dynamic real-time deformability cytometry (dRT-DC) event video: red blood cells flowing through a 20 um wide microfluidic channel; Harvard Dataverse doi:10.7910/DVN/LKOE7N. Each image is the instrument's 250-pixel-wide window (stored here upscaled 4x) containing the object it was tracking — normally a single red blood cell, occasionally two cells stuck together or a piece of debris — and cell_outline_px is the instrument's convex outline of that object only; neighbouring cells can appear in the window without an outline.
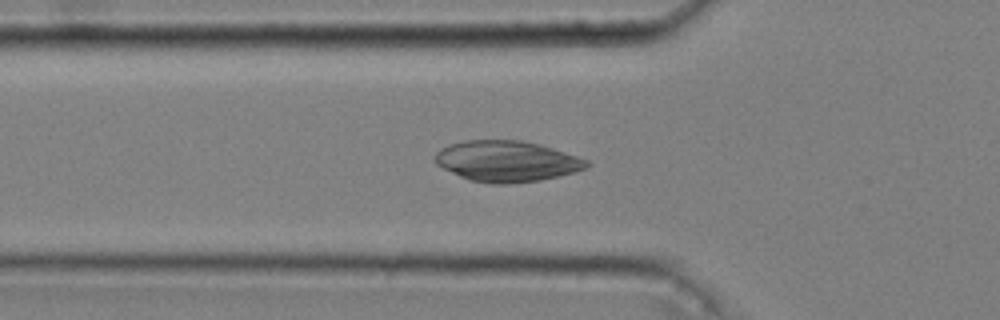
{"species": "common noctule bat (a hibernating species)", "species_latin": "Nyctalus noctula", "temperature_condition": "cold", "stored_images_in_passage": 51, "camera_frame_rate_fps": 3000, "um_per_image_px": 0.085, "animal": {"sex": "male", "body_mass_g": 20.4}, "frame": {"image": 1, "passage_image": 18, "time_ms": 5.667, "image_size_px": [1000, 320], "cell_outline_px": [[592, 164], [576, 172], [560, 176], [540, 180], [508, 184], [492, 184], [468, 180], [436, 164], [436, 152], [440, 148], [464, 140], [520, 140], [540, 144], [588, 160]], "centroid_in_image_um": [43.09, 13.71], "position_along_channel_um": 82.7, "area_um2": 36.07}}
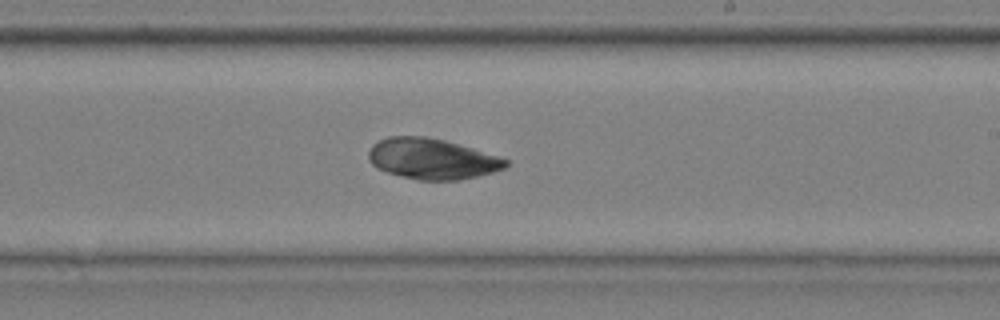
{"frame": {"image": 2, "passage_image": 32, "time_ms": 10.333, "image_size_px": [1000, 320], "cell_outline_px": [[508, 164], [504, 168], [492, 172], [460, 180], [420, 180], [400, 176], [376, 168], [368, 160], [368, 152], [372, 144], [388, 136], [424, 136], [444, 140], [500, 156], [508, 160]], "centroid_in_image_um": [36.69, 13.5], "position_along_channel_um": 252.3, "area_um2": 32.48}}
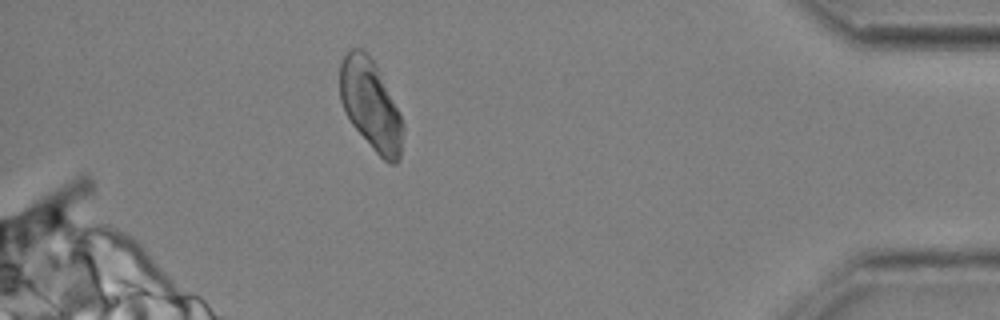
{"frame": {"image": 3, "passage_image": 48, "time_ms": 15.667, "image_size_px": [1000, 320], "cell_outline_px": [[404, 128], [400, 160], [396, 164], [392, 164], [384, 160], [372, 148], [352, 124], [340, 100], [340, 64], [344, 56], [352, 48], [364, 48], [368, 52], [376, 64], [404, 124]], "centroid_in_image_um": [31.52, 8.91], "position_along_channel_um": 403.7, "area_um2": 32.95}}